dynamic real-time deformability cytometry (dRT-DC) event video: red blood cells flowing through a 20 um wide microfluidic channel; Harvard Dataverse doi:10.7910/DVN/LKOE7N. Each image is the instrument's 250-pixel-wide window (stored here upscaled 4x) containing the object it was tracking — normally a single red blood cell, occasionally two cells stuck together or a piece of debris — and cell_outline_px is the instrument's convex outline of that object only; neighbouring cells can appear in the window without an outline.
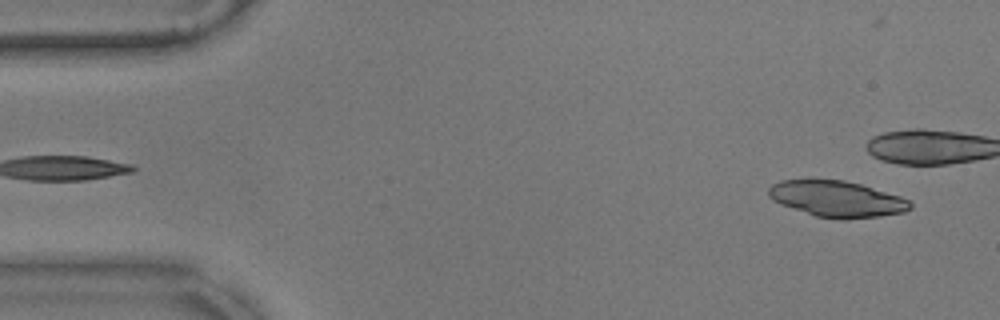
{"species": "common noctule bat (a hibernating species)", "species_latin": "Nyctalus noctula", "temperature_condition": "warm", "stored_images_in_passage": 12, "camera_frame_rate_fps": 3000, "um_per_image_px": 0.085, "animal": {"sex": "male", "body_mass_g": 17.9}, "frame": {"image": 1, "passage_image": 4, "time_ms": 1.0, "image_size_px": [1000, 320], "cell_outline_px": [[912, 208], [904, 212], [880, 216], [848, 220], [840, 220], [816, 216], [780, 204], [772, 200], [768, 196], [768, 188], [772, 184], [780, 180], [812, 176], [844, 180], [860, 184], [900, 196], [908, 200], [912, 204]], "centroid_in_image_um": [71.07, 16.87], "position_along_channel_um": 13.9, "area_um2": 30.75}}